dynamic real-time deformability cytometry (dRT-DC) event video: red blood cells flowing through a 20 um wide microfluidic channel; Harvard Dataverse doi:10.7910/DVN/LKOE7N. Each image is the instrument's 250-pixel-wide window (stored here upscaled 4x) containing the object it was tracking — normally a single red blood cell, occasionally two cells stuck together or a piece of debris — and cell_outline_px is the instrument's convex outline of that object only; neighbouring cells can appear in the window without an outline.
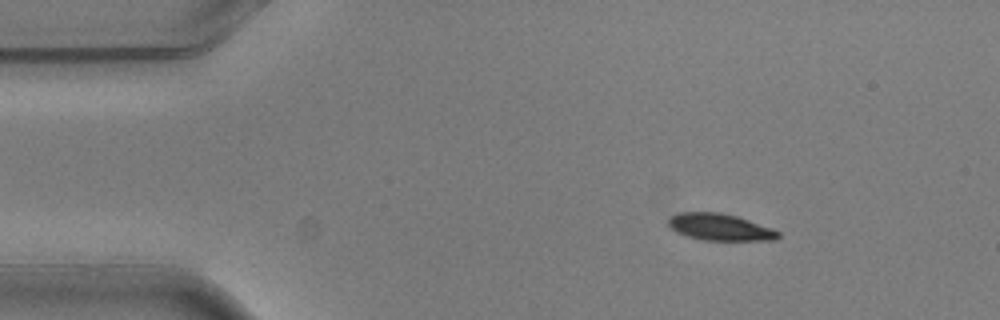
{"species": "common noctule bat (a hibernating species)", "species_latin": "Nyctalus noctula", "temperature_condition": "warm", "stored_images_in_passage": 4, "camera_frame_rate_fps": 3000, "um_per_image_px": 0.085, "animal": {"sex": "male", "body_mass_g": 20.5, "forearm_length_mm": 52.5}, "frame": {"image": 1, "passage_image": 2, "time_ms": 0.333, "image_size_px": [1000, 320], "cell_outline_px": [[780, 236], [776, 240], [704, 240], [688, 236], [676, 232], [668, 224], [668, 216], [676, 212], [720, 212], [736, 216], [772, 228], [780, 232]], "centroid_in_image_um": [61.17, 19.29], "position_along_channel_um": 23.8, "area_um2": 17.17}}